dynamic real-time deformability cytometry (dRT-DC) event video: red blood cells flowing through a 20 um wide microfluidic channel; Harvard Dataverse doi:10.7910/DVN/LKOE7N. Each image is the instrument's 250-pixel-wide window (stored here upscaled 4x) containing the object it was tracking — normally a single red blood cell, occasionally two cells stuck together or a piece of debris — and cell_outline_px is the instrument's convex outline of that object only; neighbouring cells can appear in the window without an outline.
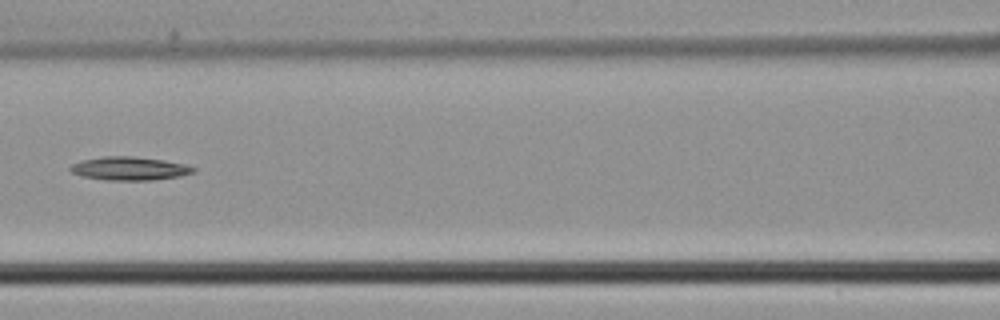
{"species": "common noctule bat (a hibernating species)", "species_latin": "Nyctalus noctula", "temperature_condition": "cold", "stored_images_in_passage": 43, "camera_frame_rate_fps": 3000, "um_per_image_px": 0.085, "animal": {"sex": "male", "body_mass_g": 21.5, "forearm_length_mm": 52.0}, "frame": {"image": 1, "passage_image": 19, "time_ms": 6.0, "image_size_px": [1000, 320], "cell_outline_px": [[196, 172], [180, 176], [152, 180], [104, 180], [84, 176], [72, 172], [68, 168], [72, 164], [84, 160], [104, 156], [132, 156], [160, 160], [184, 164], [196, 168]], "centroid_in_image_um": [11.02, 14.33], "position_along_channel_um": 155.6, "area_um2": 16.59}}